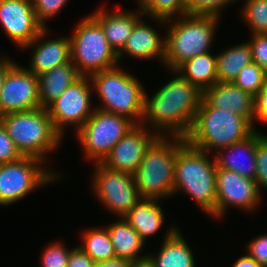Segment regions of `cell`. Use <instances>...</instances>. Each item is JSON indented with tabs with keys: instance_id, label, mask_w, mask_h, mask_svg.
<instances>
[{
	"instance_id": "cell-10",
	"label": "cell",
	"mask_w": 267,
	"mask_h": 267,
	"mask_svg": "<svg viewBox=\"0 0 267 267\" xmlns=\"http://www.w3.org/2000/svg\"><path fill=\"white\" fill-rule=\"evenodd\" d=\"M44 164V161L30 156L1 164L0 205L14 204L32 193L34 189L61 179L60 173L57 174Z\"/></svg>"
},
{
	"instance_id": "cell-24",
	"label": "cell",
	"mask_w": 267,
	"mask_h": 267,
	"mask_svg": "<svg viewBox=\"0 0 267 267\" xmlns=\"http://www.w3.org/2000/svg\"><path fill=\"white\" fill-rule=\"evenodd\" d=\"M159 201L161 200L141 199L123 217L145 243L157 234L165 222V214Z\"/></svg>"
},
{
	"instance_id": "cell-20",
	"label": "cell",
	"mask_w": 267,
	"mask_h": 267,
	"mask_svg": "<svg viewBox=\"0 0 267 267\" xmlns=\"http://www.w3.org/2000/svg\"><path fill=\"white\" fill-rule=\"evenodd\" d=\"M156 254H148L146 263L149 267H196L193 250L187 244L179 228L173 223Z\"/></svg>"
},
{
	"instance_id": "cell-19",
	"label": "cell",
	"mask_w": 267,
	"mask_h": 267,
	"mask_svg": "<svg viewBox=\"0 0 267 267\" xmlns=\"http://www.w3.org/2000/svg\"><path fill=\"white\" fill-rule=\"evenodd\" d=\"M161 37L156 28L146 23L142 17L135 24L123 49L117 54L119 63L126 54L140 60H151L158 57L157 59L163 64L166 38L165 35Z\"/></svg>"
},
{
	"instance_id": "cell-23",
	"label": "cell",
	"mask_w": 267,
	"mask_h": 267,
	"mask_svg": "<svg viewBox=\"0 0 267 267\" xmlns=\"http://www.w3.org/2000/svg\"><path fill=\"white\" fill-rule=\"evenodd\" d=\"M109 233L116 257L131 261L133 264L146 262L147 254H142L146 243L137 231L131 227L123 217L108 224Z\"/></svg>"
},
{
	"instance_id": "cell-6",
	"label": "cell",
	"mask_w": 267,
	"mask_h": 267,
	"mask_svg": "<svg viewBox=\"0 0 267 267\" xmlns=\"http://www.w3.org/2000/svg\"><path fill=\"white\" fill-rule=\"evenodd\" d=\"M184 140L177 136H158L148 147L133 173L142 199L164 200L173 196L176 148Z\"/></svg>"
},
{
	"instance_id": "cell-14",
	"label": "cell",
	"mask_w": 267,
	"mask_h": 267,
	"mask_svg": "<svg viewBox=\"0 0 267 267\" xmlns=\"http://www.w3.org/2000/svg\"><path fill=\"white\" fill-rule=\"evenodd\" d=\"M39 108L38 77L16 63L7 72L0 92V117Z\"/></svg>"
},
{
	"instance_id": "cell-38",
	"label": "cell",
	"mask_w": 267,
	"mask_h": 267,
	"mask_svg": "<svg viewBox=\"0 0 267 267\" xmlns=\"http://www.w3.org/2000/svg\"><path fill=\"white\" fill-rule=\"evenodd\" d=\"M246 253L262 267H267V233L252 238L246 246Z\"/></svg>"
},
{
	"instance_id": "cell-4",
	"label": "cell",
	"mask_w": 267,
	"mask_h": 267,
	"mask_svg": "<svg viewBox=\"0 0 267 267\" xmlns=\"http://www.w3.org/2000/svg\"><path fill=\"white\" fill-rule=\"evenodd\" d=\"M178 18V19H177ZM166 20L165 69L175 71L186 60L209 52L220 17L186 14Z\"/></svg>"
},
{
	"instance_id": "cell-5",
	"label": "cell",
	"mask_w": 267,
	"mask_h": 267,
	"mask_svg": "<svg viewBox=\"0 0 267 267\" xmlns=\"http://www.w3.org/2000/svg\"><path fill=\"white\" fill-rule=\"evenodd\" d=\"M90 80L93 92L102 104L95 108L125 116L136 125H141L146 90L135 75L117 65L91 75Z\"/></svg>"
},
{
	"instance_id": "cell-34",
	"label": "cell",
	"mask_w": 267,
	"mask_h": 267,
	"mask_svg": "<svg viewBox=\"0 0 267 267\" xmlns=\"http://www.w3.org/2000/svg\"><path fill=\"white\" fill-rule=\"evenodd\" d=\"M237 0H185L186 14L221 17L222 10ZM221 12V13H220Z\"/></svg>"
},
{
	"instance_id": "cell-27",
	"label": "cell",
	"mask_w": 267,
	"mask_h": 267,
	"mask_svg": "<svg viewBox=\"0 0 267 267\" xmlns=\"http://www.w3.org/2000/svg\"><path fill=\"white\" fill-rule=\"evenodd\" d=\"M252 62L248 41L223 49L216 54L218 82H233L242 68Z\"/></svg>"
},
{
	"instance_id": "cell-13",
	"label": "cell",
	"mask_w": 267,
	"mask_h": 267,
	"mask_svg": "<svg viewBox=\"0 0 267 267\" xmlns=\"http://www.w3.org/2000/svg\"><path fill=\"white\" fill-rule=\"evenodd\" d=\"M261 195L255 180L217 166L215 219L223 218L231 206L242 212H253L259 207Z\"/></svg>"
},
{
	"instance_id": "cell-31",
	"label": "cell",
	"mask_w": 267,
	"mask_h": 267,
	"mask_svg": "<svg viewBox=\"0 0 267 267\" xmlns=\"http://www.w3.org/2000/svg\"><path fill=\"white\" fill-rule=\"evenodd\" d=\"M266 74L267 73L262 68L252 62L242 68L232 83L240 87L243 91L256 96L263 88Z\"/></svg>"
},
{
	"instance_id": "cell-26",
	"label": "cell",
	"mask_w": 267,
	"mask_h": 267,
	"mask_svg": "<svg viewBox=\"0 0 267 267\" xmlns=\"http://www.w3.org/2000/svg\"><path fill=\"white\" fill-rule=\"evenodd\" d=\"M176 71L184 79L204 92L218 82L216 54H211V51L199 54L194 58L186 60Z\"/></svg>"
},
{
	"instance_id": "cell-37",
	"label": "cell",
	"mask_w": 267,
	"mask_h": 267,
	"mask_svg": "<svg viewBox=\"0 0 267 267\" xmlns=\"http://www.w3.org/2000/svg\"><path fill=\"white\" fill-rule=\"evenodd\" d=\"M248 41L252 61L267 73V34H251Z\"/></svg>"
},
{
	"instance_id": "cell-29",
	"label": "cell",
	"mask_w": 267,
	"mask_h": 267,
	"mask_svg": "<svg viewBox=\"0 0 267 267\" xmlns=\"http://www.w3.org/2000/svg\"><path fill=\"white\" fill-rule=\"evenodd\" d=\"M145 17L156 23L166 24V20L186 15L185 0H136Z\"/></svg>"
},
{
	"instance_id": "cell-22",
	"label": "cell",
	"mask_w": 267,
	"mask_h": 267,
	"mask_svg": "<svg viewBox=\"0 0 267 267\" xmlns=\"http://www.w3.org/2000/svg\"><path fill=\"white\" fill-rule=\"evenodd\" d=\"M214 156L219 168L235 171L245 178L255 180L256 131L245 140L220 149Z\"/></svg>"
},
{
	"instance_id": "cell-42",
	"label": "cell",
	"mask_w": 267,
	"mask_h": 267,
	"mask_svg": "<svg viewBox=\"0 0 267 267\" xmlns=\"http://www.w3.org/2000/svg\"><path fill=\"white\" fill-rule=\"evenodd\" d=\"M134 265L131 261L116 257L107 261L95 262L94 267H133Z\"/></svg>"
},
{
	"instance_id": "cell-16",
	"label": "cell",
	"mask_w": 267,
	"mask_h": 267,
	"mask_svg": "<svg viewBox=\"0 0 267 267\" xmlns=\"http://www.w3.org/2000/svg\"><path fill=\"white\" fill-rule=\"evenodd\" d=\"M157 137L151 129L135 125L116 143L101 164L110 170L133 174L146 150Z\"/></svg>"
},
{
	"instance_id": "cell-17",
	"label": "cell",
	"mask_w": 267,
	"mask_h": 267,
	"mask_svg": "<svg viewBox=\"0 0 267 267\" xmlns=\"http://www.w3.org/2000/svg\"><path fill=\"white\" fill-rule=\"evenodd\" d=\"M49 34H51L49 27L44 28L31 43L20 49L24 51L33 47L29 65L25 68L37 77L71 61L70 36L47 39Z\"/></svg>"
},
{
	"instance_id": "cell-35",
	"label": "cell",
	"mask_w": 267,
	"mask_h": 267,
	"mask_svg": "<svg viewBox=\"0 0 267 267\" xmlns=\"http://www.w3.org/2000/svg\"><path fill=\"white\" fill-rule=\"evenodd\" d=\"M68 2V0H32V5L38 22L47 28L48 19L58 15Z\"/></svg>"
},
{
	"instance_id": "cell-43",
	"label": "cell",
	"mask_w": 267,
	"mask_h": 267,
	"mask_svg": "<svg viewBox=\"0 0 267 267\" xmlns=\"http://www.w3.org/2000/svg\"><path fill=\"white\" fill-rule=\"evenodd\" d=\"M232 267H262L256 260L250 257L248 254L240 256Z\"/></svg>"
},
{
	"instance_id": "cell-18",
	"label": "cell",
	"mask_w": 267,
	"mask_h": 267,
	"mask_svg": "<svg viewBox=\"0 0 267 267\" xmlns=\"http://www.w3.org/2000/svg\"><path fill=\"white\" fill-rule=\"evenodd\" d=\"M101 26L109 45L118 54L130 37L135 24L144 17L139 8L137 10H107L99 7L90 14Z\"/></svg>"
},
{
	"instance_id": "cell-1",
	"label": "cell",
	"mask_w": 267,
	"mask_h": 267,
	"mask_svg": "<svg viewBox=\"0 0 267 267\" xmlns=\"http://www.w3.org/2000/svg\"><path fill=\"white\" fill-rule=\"evenodd\" d=\"M170 72L175 76L158 88L151 97L145 93L141 125L158 136L185 138L191 129L203 92L176 70Z\"/></svg>"
},
{
	"instance_id": "cell-30",
	"label": "cell",
	"mask_w": 267,
	"mask_h": 267,
	"mask_svg": "<svg viewBox=\"0 0 267 267\" xmlns=\"http://www.w3.org/2000/svg\"><path fill=\"white\" fill-rule=\"evenodd\" d=\"M244 1L241 17L251 34H267V0Z\"/></svg>"
},
{
	"instance_id": "cell-11",
	"label": "cell",
	"mask_w": 267,
	"mask_h": 267,
	"mask_svg": "<svg viewBox=\"0 0 267 267\" xmlns=\"http://www.w3.org/2000/svg\"><path fill=\"white\" fill-rule=\"evenodd\" d=\"M93 166L91 184L97 201L118 218L124 217L142 199L133 174L110 170L101 163Z\"/></svg>"
},
{
	"instance_id": "cell-33",
	"label": "cell",
	"mask_w": 267,
	"mask_h": 267,
	"mask_svg": "<svg viewBox=\"0 0 267 267\" xmlns=\"http://www.w3.org/2000/svg\"><path fill=\"white\" fill-rule=\"evenodd\" d=\"M258 189L267 190V135L256 130V176Z\"/></svg>"
},
{
	"instance_id": "cell-44",
	"label": "cell",
	"mask_w": 267,
	"mask_h": 267,
	"mask_svg": "<svg viewBox=\"0 0 267 267\" xmlns=\"http://www.w3.org/2000/svg\"><path fill=\"white\" fill-rule=\"evenodd\" d=\"M133 267H149V266L145 262V263H142V264H135Z\"/></svg>"
},
{
	"instance_id": "cell-28",
	"label": "cell",
	"mask_w": 267,
	"mask_h": 267,
	"mask_svg": "<svg viewBox=\"0 0 267 267\" xmlns=\"http://www.w3.org/2000/svg\"><path fill=\"white\" fill-rule=\"evenodd\" d=\"M82 243L79 247L94 261H107L116 258L113 244L111 242L107 228H90L82 235Z\"/></svg>"
},
{
	"instance_id": "cell-32",
	"label": "cell",
	"mask_w": 267,
	"mask_h": 267,
	"mask_svg": "<svg viewBox=\"0 0 267 267\" xmlns=\"http://www.w3.org/2000/svg\"><path fill=\"white\" fill-rule=\"evenodd\" d=\"M72 249L67 248L63 242L55 240L41 253L40 267H67Z\"/></svg>"
},
{
	"instance_id": "cell-12",
	"label": "cell",
	"mask_w": 267,
	"mask_h": 267,
	"mask_svg": "<svg viewBox=\"0 0 267 267\" xmlns=\"http://www.w3.org/2000/svg\"><path fill=\"white\" fill-rule=\"evenodd\" d=\"M93 86L90 77H81L52 102L46 109L55 129L64 137L66 126L77 132L92 116Z\"/></svg>"
},
{
	"instance_id": "cell-36",
	"label": "cell",
	"mask_w": 267,
	"mask_h": 267,
	"mask_svg": "<svg viewBox=\"0 0 267 267\" xmlns=\"http://www.w3.org/2000/svg\"><path fill=\"white\" fill-rule=\"evenodd\" d=\"M22 157L0 120V165L15 162Z\"/></svg>"
},
{
	"instance_id": "cell-7",
	"label": "cell",
	"mask_w": 267,
	"mask_h": 267,
	"mask_svg": "<svg viewBox=\"0 0 267 267\" xmlns=\"http://www.w3.org/2000/svg\"><path fill=\"white\" fill-rule=\"evenodd\" d=\"M0 120L23 156L36 157L46 163L48 153L55 152L62 143L63 136L55 129L45 108L8 113Z\"/></svg>"
},
{
	"instance_id": "cell-25",
	"label": "cell",
	"mask_w": 267,
	"mask_h": 267,
	"mask_svg": "<svg viewBox=\"0 0 267 267\" xmlns=\"http://www.w3.org/2000/svg\"><path fill=\"white\" fill-rule=\"evenodd\" d=\"M82 76L77 67L69 63L52 68L38 77L39 102L42 108H47L69 87Z\"/></svg>"
},
{
	"instance_id": "cell-21",
	"label": "cell",
	"mask_w": 267,
	"mask_h": 267,
	"mask_svg": "<svg viewBox=\"0 0 267 267\" xmlns=\"http://www.w3.org/2000/svg\"><path fill=\"white\" fill-rule=\"evenodd\" d=\"M203 98L217 109L229 110L247 117L252 123L255 114V96L232 82H217L203 92Z\"/></svg>"
},
{
	"instance_id": "cell-40",
	"label": "cell",
	"mask_w": 267,
	"mask_h": 267,
	"mask_svg": "<svg viewBox=\"0 0 267 267\" xmlns=\"http://www.w3.org/2000/svg\"><path fill=\"white\" fill-rule=\"evenodd\" d=\"M95 262L77 245L70 252L67 267H94Z\"/></svg>"
},
{
	"instance_id": "cell-41",
	"label": "cell",
	"mask_w": 267,
	"mask_h": 267,
	"mask_svg": "<svg viewBox=\"0 0 267 267\" xmlns=\"http://www.w3.org/2000/svg\"><path fill=\"white\" fill-rule=\"evenodd\" d=\"M17 62H14L10 57L8 56H0V92L3 87V83L5 80V77L7 75V72L16 64Z\"/></svg>"
},
{
	"instance_id": "cell-3",
	"label": "cell",
	"mask_w": 267,
	"mask_h": 267,
	"mask_svg": "<svg viewBox=\"0 0 267 267\" xmlns=\"http://www.w3.org/2000/svg\"><path fill=\"white\" fill-rule=\"evenodd\" d=\"M255 131L247 117L212 107L202 97L191 129L184 139L195 148L216 154L222 148L245 140Z\"/></svg>"
},
{
	"instance_id": "cell-39",
	"label": "cell",
	"mask_w": 267,
	"mask_h": 267,
	"mask_svg": "<svg viewBox=\"0 0 267 267\" xmlns=\"http://www.w3.org/2000/svg\"><path fill=\"white\" fill-rule=\"evenodd\" d=\"M255 119L260 123H267V74L264 79L263 88L255 96V114L253 118V126L257 130Z\"/></svg>"
},
{
	"instance_id": "cell-8",
	"label": "cell",
	"mask_w": 267,
	"mask_h": 267,
	"mask_svg": "<svg viewBox=\"0 0 267 267\" xmlns=\"http://www.w3.org/2000/svg\"><path fill=\"white\" fill-rule=\"evenodd\" d=\"M76 24L70 35L71 62L81 76L90 77L119 64L101 26L90 14Z\"/></svg>"
},
{
	"instance_id": "cell-9",
	"label": "cell",
	"mask_w": 267,
	"mask_h": 267,
	"mask_svg": "<svg viewBox=\"0 0 267 267\" xmlns=\"http://www.w3.org/2000/svg\"><path fill=\"white\" fill-rule=\"evenodd\" d=\"M136 124L129 118L95 108L92 116L75 133L85 158L102 163L116 143Z\"/></svg>"
},
{
	"instance_id": "cell-15",
	"label": "cell",
	"mask_w": 267,
	"mask_h": 267,
	"mask_svg": "<svg viewBox=\"0 0 267 267\" xmlns=\"http://www.w3.org/2000/svg\"><path fill=\"white\" fill-rule=\"evenodd\" d=\"M0 26L20 49L44 29L38 22L32 0H0Z\"/></svg>"
},
{
	"instance_id": "cell-2",
	"label": "cell",
	"mask_w": 267,
	"mask_h": 267,
	"mask_svg": "<svg viewBox=\"0 0 267 267\" xmlns=\"http://www.w3.org/2000/svg\"><path fill=\"white\" fill-rule=\"evenodd\" d=\"M185 140L176 148L173 196L188 194L200 210L215 218L216 159Z\"/></svg>"
}]
</instances>
